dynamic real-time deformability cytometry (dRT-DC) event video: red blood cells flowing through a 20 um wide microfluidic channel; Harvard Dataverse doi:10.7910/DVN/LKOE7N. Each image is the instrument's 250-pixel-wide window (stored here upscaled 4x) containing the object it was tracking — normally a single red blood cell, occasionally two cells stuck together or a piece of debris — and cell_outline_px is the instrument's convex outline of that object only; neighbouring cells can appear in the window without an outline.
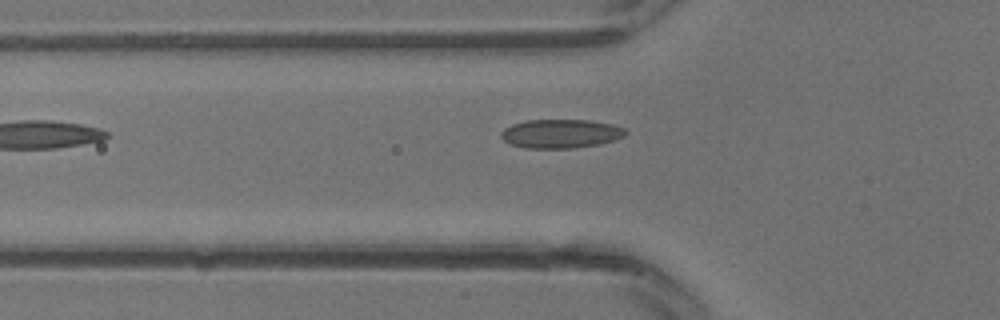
{"species": "common noctule bat (a hibernating species)", "species_latin": "Nyctalus noctula", "temperature_condition": "warm", "stored_images_in_passage": 11, "camera_frame_rate_fps": 3000, "um_per_image_px": 0.085, "animal": {"sex": "male", "body_mass_g": 13.3}, "frame": {"image": 1, "passage_image": 11, "time_ms": 3.333, "image_size_px": [1000, 320], "cell_outline_px": [[628, 132], [624, 136], [616, 140], [600, 144], [576, 148], [524, 148], [508, 144], [500, 136], [500, 132], [504, 128], [512, 124], [528, 120], [592, 120], [612, 124], [624, 128]], "centroid_in_image_um": [47.66, 11.37], "position_along_channel_um": 78.1, "area_um2": 21.21}}